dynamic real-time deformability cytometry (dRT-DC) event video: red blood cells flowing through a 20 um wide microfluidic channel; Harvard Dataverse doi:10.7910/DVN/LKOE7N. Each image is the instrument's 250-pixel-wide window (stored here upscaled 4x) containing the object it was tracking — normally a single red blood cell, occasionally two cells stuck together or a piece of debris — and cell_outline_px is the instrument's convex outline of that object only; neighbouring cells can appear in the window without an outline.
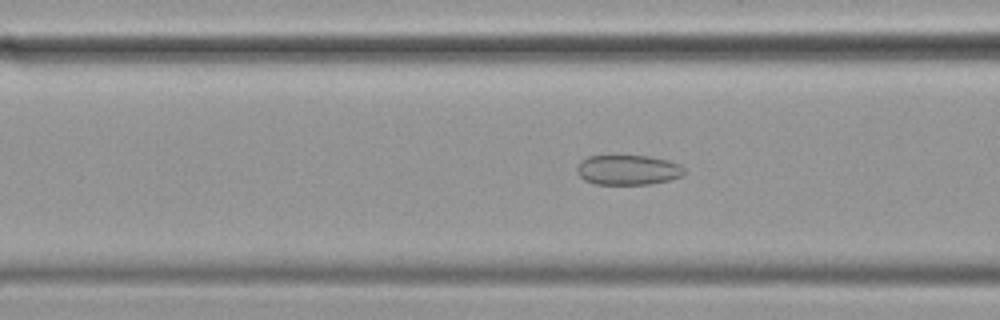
{"species": "common noctule bat (a hibernating species)", "species_latin": "Nyctalus noctula", "temperature_condition": "cold", "stored_images_in_passage": 48, "camera_frame_rate_fps": 3000, "um_per_image_px": 0.085, "animal": {"sex": "female", "body_mass_g": 19.9}, "frame": {"image": 1, "passage_image": 21, "time_ms": 6.667, "image_size_px": [1000, 320], "cell_outline_px": [[684, 176], [668, 180], [648, 184], [596, 184], [584, 180], [576, 172], [576, 168], [580, 160], [588, 156], [648, 156], [668, 160], [680, 164], [684, 168]], "centroid_in_image_um": [53.37, 14.44], "position_along_channel_um": 113.2, "area_um2": 18.79}}
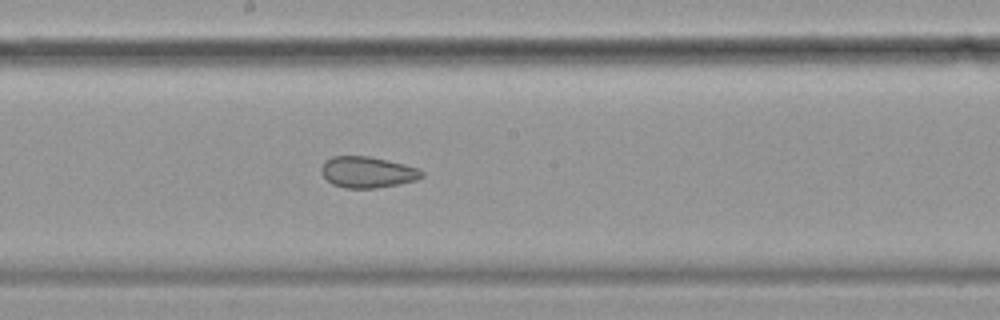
{"frame": {"image": 2, "passage_image": 30, "time_ms": 9.667, "image_size_px": [1000, 320], "cell_outline_px": [[424, 176], [416, 180], [400, 184], [376, 188], [344, 188], [332, 184], [320, 172], [320, 168], [324, 160], [332, 156], [368, 156], [404, 164], [416, 168], [424, 172]], "centroid_in_image_um": [31.2, 14.63], "position_along_channel_um": 217.0, "area_um2": 18.32}}
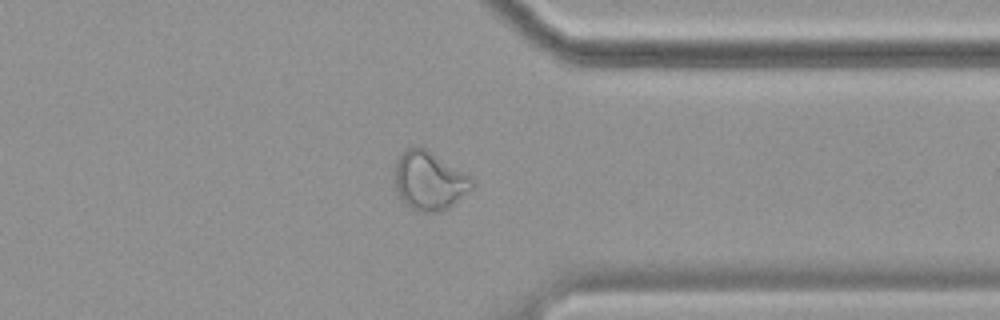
{"frame": {"image": 3, "passage_image": 44, "time_ms": 14.333, "image_size_px": [1000, 320], "cell_outline_px": [[476, 184], [472, 188], [448, 208], [436, 212], [424, 212], [412, 208], [404, 204], [400, 200], [396, 192], [392, 172], [396, 160], [408, 148], [424, 148], [432, 152], [468, 176]], "centroid_in_image_um": [36.42, 15.39], "position_along_channel_um": 375.0, "area_um2": 26.18}, "authors_computed_cell_mechanics": {"area_um2": 21.5594, "velocity_mm_per_s": 3.4644, "shape_relaxation_time_tau1_ms": null, "shape_relaxation_time_tau2_ms": 2.9061, "deformation_change_tau1": null, "deformation_change_tau2": 0.0869}}